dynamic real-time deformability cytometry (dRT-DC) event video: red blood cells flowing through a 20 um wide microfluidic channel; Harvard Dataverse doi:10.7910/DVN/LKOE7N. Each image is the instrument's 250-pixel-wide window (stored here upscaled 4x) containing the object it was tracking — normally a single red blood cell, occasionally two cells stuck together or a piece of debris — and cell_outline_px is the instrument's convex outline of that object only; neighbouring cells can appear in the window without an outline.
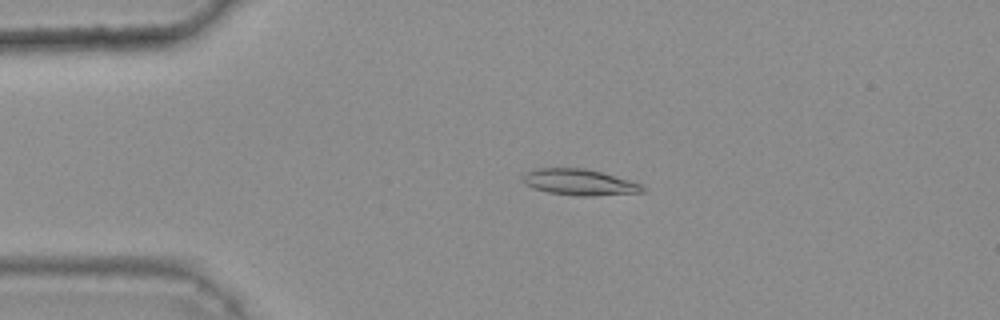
{"species": "common noctule bat (a hibernating species)", "species_latin": "Nyctalus noctula", "temperature_condition": "warm", "stored_images_in_passage": 46, "camera_frame_rate_fps": 3000, "um_per_image_px": 0.085, "animal": {"sex": "female", "body_mass_g": 25.1}, "frame": {"image": 1, "passage_image": 12, "time_ms": 3.667, "image_size_px": [1000, 320], "cell_outline_px": [[648, 188], [644, 192], [596, 196], [576, 196], [548, 192], [524, 184], [520, 180], [528, 172], [536, 168], [584, 168], [600, 172], [644, 184]], "centroid_in_image_um": [49.31, 15.5], "position_along_channel_um": 35.7, "area_um2": 18.32}}
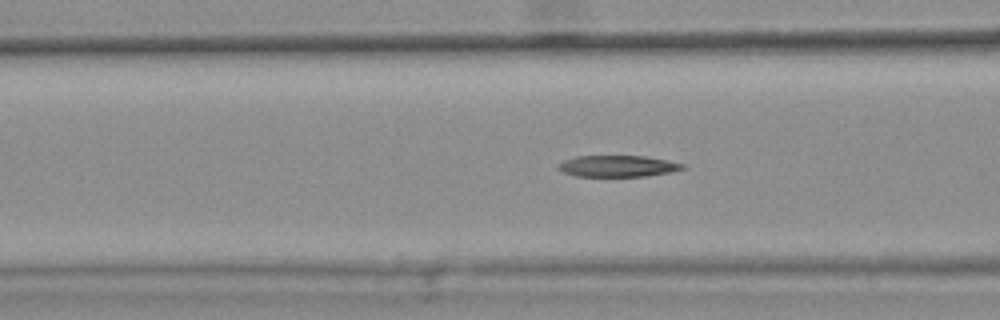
{"frame": {"image": 2, "passage_image": 21, "time_ms": 6.667, "image_size_px": [1000, 320], "cell_outline_px": [[688, 168], [672, 172], [648, 176], [576, 176], [564, 172], [556, 168], [556, 164], [564, 160], [576, 156], [644, 156], [668, 160], [684, 164]], "centroid_in_image_um": [52.53, 14.12], "position_along_channel_um": 114.1, "area_um2": 15.66}}
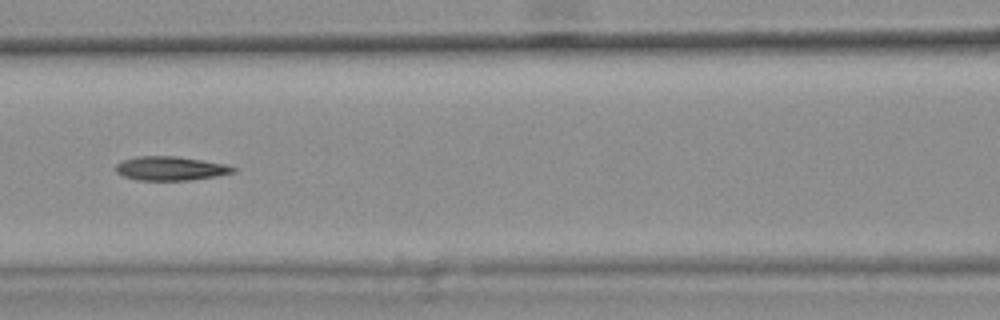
{"frame": {"image": 3, "passage_image": 24, "time_ms": 7.667, "image_size_px": [1000, 320], "cell_outline_px": [[236, 172], [216, 176], [188, 180], [136, 180], [124, 176], [116, 172], [116, 164], [124, 160], [136, 156], [176, 156], [228, 164], [236, 168]], "centroid_in_image_um": [14.52, 14.31], "position_along_channel_um": 152.1, "area_um2": 16.42}, "authors_computed_cell_mechanics": {"area_um2": 16.8487, "velocity_mm_per_s": 3.7894, "shape_relaxation_time_tau1_ms": null, "shape_relaxation_time_tau2_ms": 6.1782, "deformation_change_tau1": null, "deformation_change_tau2": 0.1624}}